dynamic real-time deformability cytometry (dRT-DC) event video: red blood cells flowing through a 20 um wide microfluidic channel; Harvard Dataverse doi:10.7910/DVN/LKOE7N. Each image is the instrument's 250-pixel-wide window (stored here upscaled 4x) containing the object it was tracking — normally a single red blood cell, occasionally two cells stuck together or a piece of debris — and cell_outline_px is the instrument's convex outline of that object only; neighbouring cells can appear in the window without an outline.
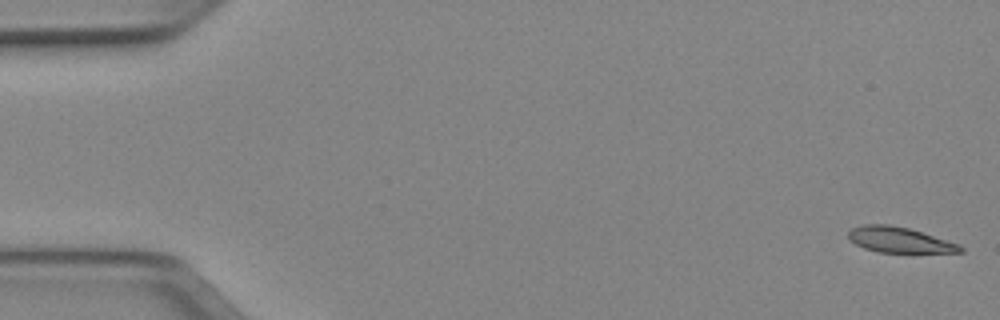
{"species": "Egyptian fruit bat (a non-hibernating species)", "species_latin": "Rousettus aegyptiacus", "temperature_condition": "cold", "stored_images_in_passage": 51, "camera_frame_rate_fps": 3000, "um_per_image_px": 0.085, "animal": {"sex": "female"}, "frame": {"image": 1, "passage_image": 1, "time_ms": 0.0, "image_size_px": [1000, 320], "cell_outline_px": [[964, 252], [880, 252], [864, 248], [856, 244], [848, 236], [848, 232], [852, 228], [864, 224], [888, 224], [908, 228], [960, 244], [964, 248]], "centroid_in_image_um": [76.46, 20.38], "position_along_channel_um": 8.5, "area_um2": 16.42}}
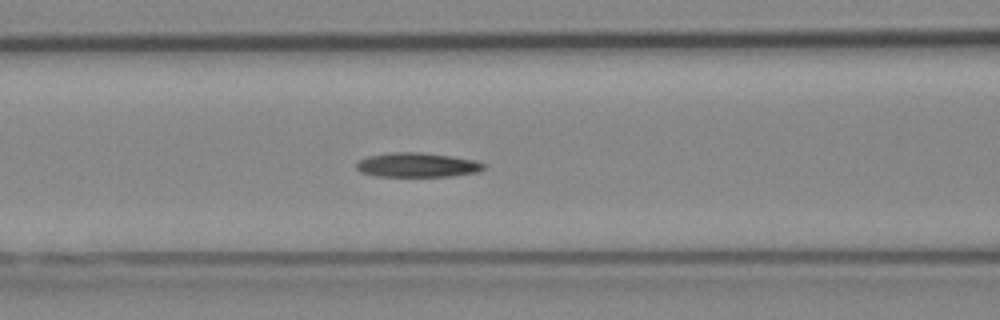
{"frame": {"image": 2, "passage_image": 21, "time_ms": 6.667, "image_size_px": [1000, 320], "cell_outline_px": [[484, 168], [476, 172], [452, 176], [376, 176], [360, 172], [356, 168], [356, 164], [360, 160], [368, 156], [392, 152], [420, 152], [448, 156], [472, 160], [484, 164]], "centroid_in_image_um": [35.4, 14.02], "position_along_channel_um": 131.2, "area_um2": 17.8}}
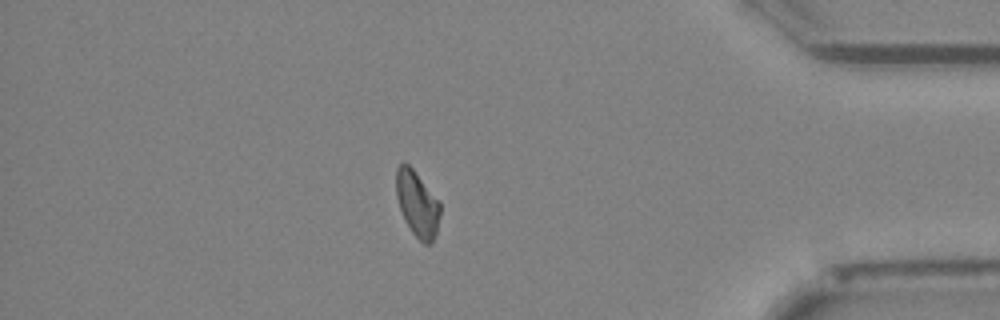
{"frame": {"image": 3, "passage_image": 44, "time_ms": 14.333, "image_size_px": [1000, 320], "cell_outline_px": [[440, 216], [436, 232], [432, 244], [424, 244], [412, 232], [404, 220], [396, 196], [396, 168], [404, 160], [412, 168], [440, 200]], "centroid_in_image_um": [35.47, 17.31], "position_along_channel_um": 399.7, "area_um2": 16.99}}